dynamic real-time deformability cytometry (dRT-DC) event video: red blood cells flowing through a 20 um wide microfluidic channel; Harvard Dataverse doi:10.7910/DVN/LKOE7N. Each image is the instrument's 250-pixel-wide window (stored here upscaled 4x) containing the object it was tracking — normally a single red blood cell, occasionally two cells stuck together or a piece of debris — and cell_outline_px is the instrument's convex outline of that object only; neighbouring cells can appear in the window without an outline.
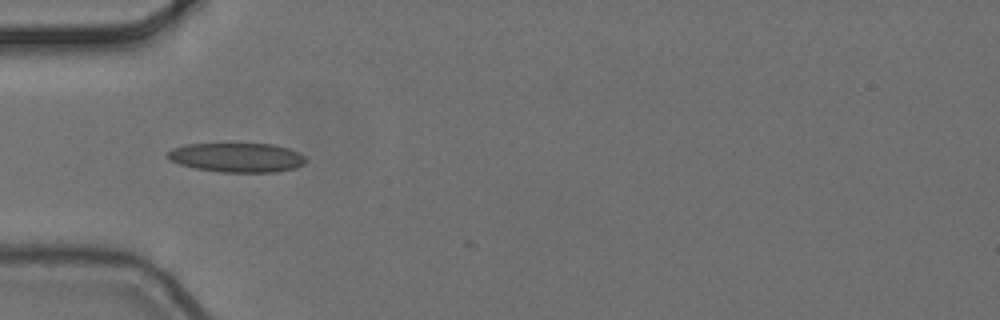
{"species": "common noctule bat (a hibernating species)", "species_latin": "Nyctalus noctula", "temperature_condition": "cold", "stored_images_in_passage": 8, "camera_frame_rate_fps": 3000, "um_per_image_px": 0.085, "animal": {"sex": "female", "body_mass_g": 24.6, "forearm_length_mm": 56.2}, "frame": {"image": 1, "passage_image": 4, "time_ms": 1.0, "image_size_px": [1000, 320], "cell_outline_px": [[308, 160], [304, 164], [296, 168], [276, 172], [220, 172], [196, 168], [180, 164], [168, 160], [164, 156], [172, 148], [184, 144], [272, 144], [288, 148], [300, 152]], "centroid_in_image_um": [20.14, 13.39], "position_along_channel_um": 64.9, "area_um2": 23.81}}
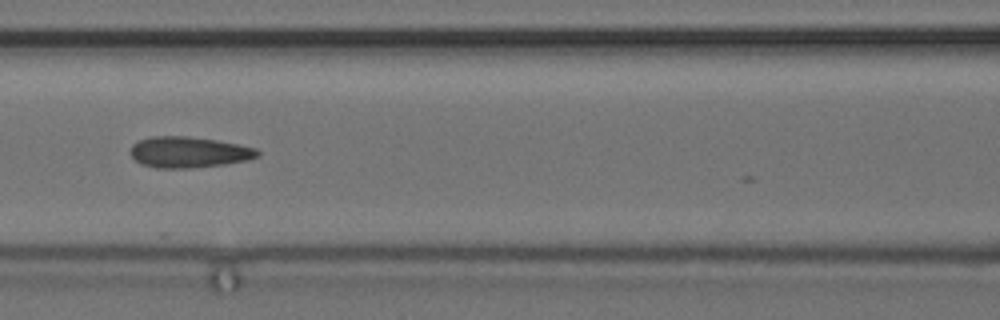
{"frame": {"image": 2, "passage_image": 6, "time_ms": 1.667, "image_size_px": [1000, 320], "cell_outline_px": [[260, 156], [248, 160], [224, 164], [192, 168], [156, 168], [140, 164], [132, 156], [132, 144], [140, 140], [152, 136], [188, 136], [216, 140], [240, 144], [256, 148], [260, 152]], "centroid_in_image_um": [16.08, 12.94], "position_along_channel_um": 150.5, "area_um2": 23.0}}
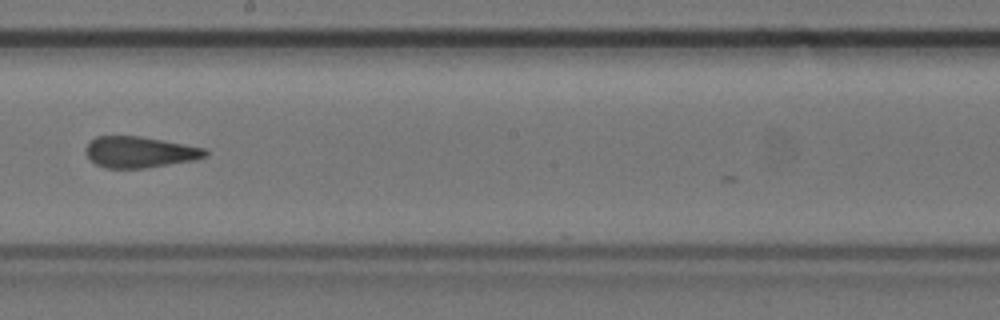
{"frame": {"image": 3, "passage_image": 8, "time_ms": 2.333, "image_size_px": [1000, 320], "cell_outline_px": [[208, 156], [196, 160], [144, 168], [104, 168], [96, 164], [84, 152], [84, 148], [96, 136], [140, 136], [204, 148], [208, 152]], "centroid_in_image_um": [11.86, 12.93], "position_along_channel_um": 236.3, "area_um2": 21.62}}